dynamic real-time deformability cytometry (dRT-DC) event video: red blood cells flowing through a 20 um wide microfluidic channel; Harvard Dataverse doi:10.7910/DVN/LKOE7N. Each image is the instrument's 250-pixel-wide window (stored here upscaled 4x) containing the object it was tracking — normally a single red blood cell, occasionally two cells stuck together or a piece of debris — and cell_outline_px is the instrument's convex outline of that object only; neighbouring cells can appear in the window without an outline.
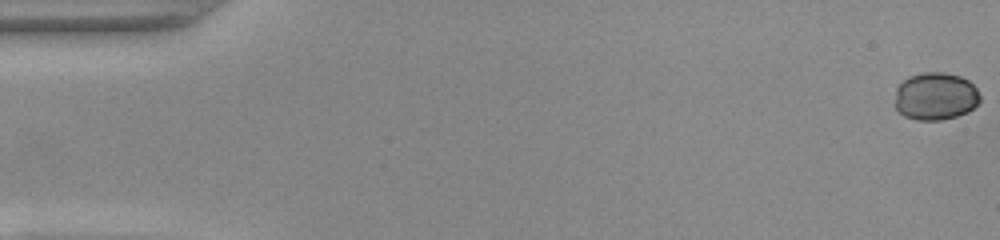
{"species": "common noctule bat (a hibernating species)", "species_latin": "Nyctalus noctula", "temperature_condition": "warm", "stored_images_in_passage": 53, "camera_frame_rate_fps": 3000, "um_per_image_px": 0.085, "animal": {"sex": "female", "body_mass_g": 22.0, "forearm_length_mm": 56.7}, "frame": {"image": 1, "passage_image": 1, "time_ms": 0.0, "image_size_px": [1000, 240], "cell_outline_px": [[980, 100], [972, 108], [956, 116], [940, 120], [916, 120], [904, 116], [896, 108], [896, 88], [908, 76], [924, 72], [944, 72], [960, 76], [968, 80], [976, 88], [980, 96]], "centroid_in_image_um": [79.5, 8.17], "position_along_channel_um": 5.5, "area_um2": 23.47}}
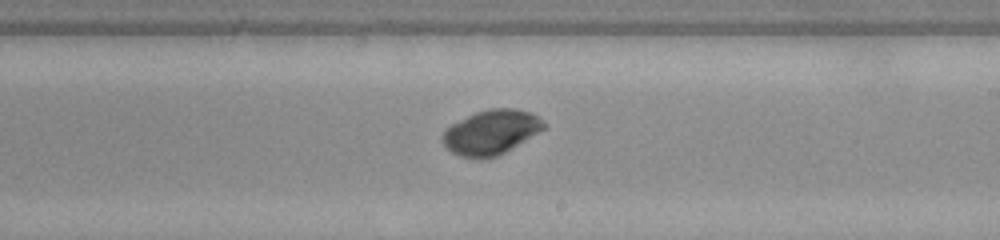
{"frame": {"image": 2, "passage_image": 31, "time_ms": 10.0, "image_size_px": [1000, 240], "cell_outline_px": [[544, 128], [504, 152], [496, 156], [480, 160], [460, 156], [452, 152], [440, 140], [444, 128], [476, 112], [488, 108], [516, 108], [532, 112], [540, 116], [544, 124]], "centroid_in_image_um": [41.7, 11.23], "position_along_channel_um": 247.3, "area_um2": 26.24}}
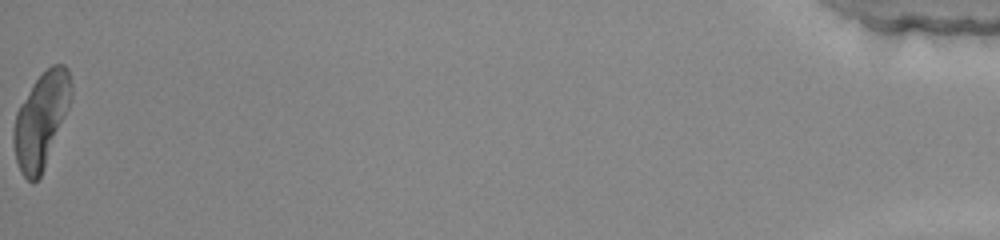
{"frame": {"image": 3, "passage_image": 53, "time_ms": 17.333, "image_size_px": [1000, 240], "cell_outline_px": [[72, 100], [44, 168], [40, 176], [32, 184], [20, 172], [16, 160], [12, 140], [12, 132], [16, 112], [20, 104], [32, 84], [52, 64], [64, 64], [68, 68], [72, 84]], "centroid_in_image_um": [3.49, 10.19], "position_along_channel_um": 431.7, "area_um2": 31.91}, "authors_computed_cell_mechanics": {"area_um2": 26.2412, "velocity_mm_per_s": 3.9342, "shape_relaxation_time_tau1_ms": 3.535, "shape_relaxation_time_tau2_ms": null, "deformation_change_tau1": 0.0283, "deformation_change_tau2": null}}